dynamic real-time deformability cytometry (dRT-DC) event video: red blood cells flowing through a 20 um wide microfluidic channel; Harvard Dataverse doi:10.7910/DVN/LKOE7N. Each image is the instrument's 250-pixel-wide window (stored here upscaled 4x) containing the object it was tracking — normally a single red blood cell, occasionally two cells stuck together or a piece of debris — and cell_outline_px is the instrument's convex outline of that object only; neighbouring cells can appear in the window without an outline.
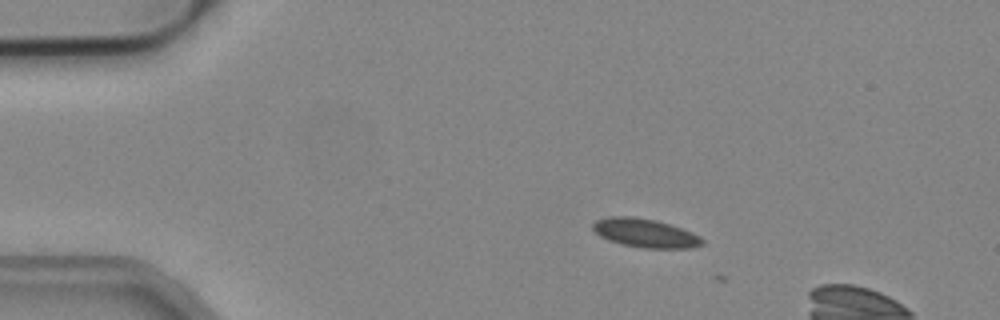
{"species": "common noctule bat (a hibernating species)", "species_latin": "Nyctalus noctula", "temperature_condition": "cold", "stored_images_in_passage": 5, "camera_frame_rate_fps": 3000, "um_per_image_px": 0.085, "animal": {"sex": "male", "body_mass_g": 19.2, "forearm_length_mm": 51.8}, "frame": {"image": 1, "passage_image": 1, "time_ms": 0.0, "image_size_px": [1000, 320], "cell_outline_px": [[704, 244], [692, 248], [640, 248], [620, 244], [608, 240], [600, 236], [592, 228], [592, 224], [596, 220], [608, 216], [632, 216], [656, 220], [692, 232], [700, 236], [704, 240]], "centroid_in_image_um": [54.83, 19.81], "position_along_channel_um": 30.2, "area_um2": 18.44}}